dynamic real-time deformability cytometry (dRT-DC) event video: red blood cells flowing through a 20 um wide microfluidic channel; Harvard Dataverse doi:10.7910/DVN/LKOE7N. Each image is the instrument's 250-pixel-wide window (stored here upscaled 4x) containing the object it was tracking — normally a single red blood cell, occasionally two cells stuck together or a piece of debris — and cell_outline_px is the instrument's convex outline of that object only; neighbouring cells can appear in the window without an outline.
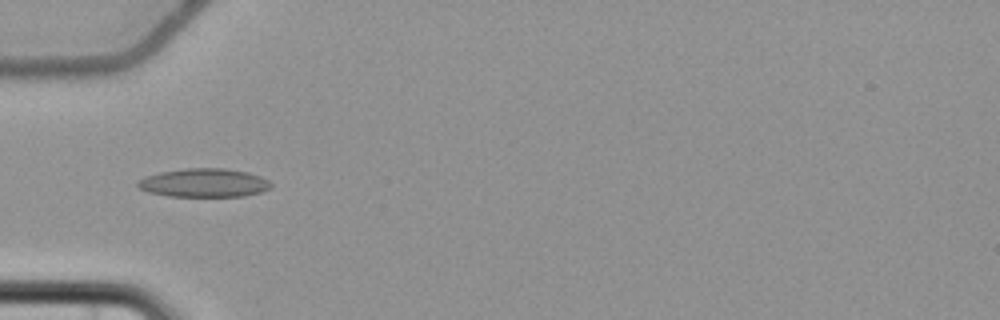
{"species": "common noctule bat (a hibernating species)", "species_latin": "Nyctalus noctula", "temperature_condition": "cold", "stored_images_in_passage": 3, "camera_frame_rate_fps": 3000, "um_per_image_px": 0.085, "animal": {"sex": "female", "body_mass_g": 22.7, "forearm_length_mm": 54.2}, "frame": {"image": 1, "passage_image": 2, "time_ms": 1.0, "image_size_px": [1000, 320], "cell_outline_px": [[272, 184], [268, 188], [260, 192], [244, 196], [168, 196], [148, 192], [140, 188], [136, 184], [136, 180], [144, 176], [160, 172], [188, 168], [224, 168], [248, 172], [260, 176], [268, 180]], "centroid_in_image_um": [17.3, 15.53], "position_along_channel_um": 67.7, "area_um2": 22.2}}
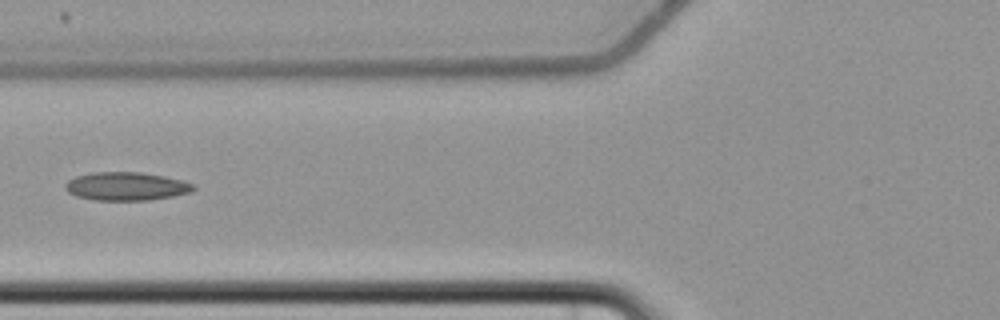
{"frame": {"image": 2, "passage_image": 3, "time_ms": 2.333, "image_size_px": [1000, 320], "cell_outline_px": [[196, 188], [192, 192], [172, 196], [148, 200], [92, 200], [76, 196], [68, 192], [64, 188], [64, 184], [68, 180], [76, 176], [92, 172], [140, 172], [164, 176], [196, 184]], "centroid_in_image_um": [10.72, 15.83], "position_along_channel_um": 115.1, "area_um2": 21.27}}